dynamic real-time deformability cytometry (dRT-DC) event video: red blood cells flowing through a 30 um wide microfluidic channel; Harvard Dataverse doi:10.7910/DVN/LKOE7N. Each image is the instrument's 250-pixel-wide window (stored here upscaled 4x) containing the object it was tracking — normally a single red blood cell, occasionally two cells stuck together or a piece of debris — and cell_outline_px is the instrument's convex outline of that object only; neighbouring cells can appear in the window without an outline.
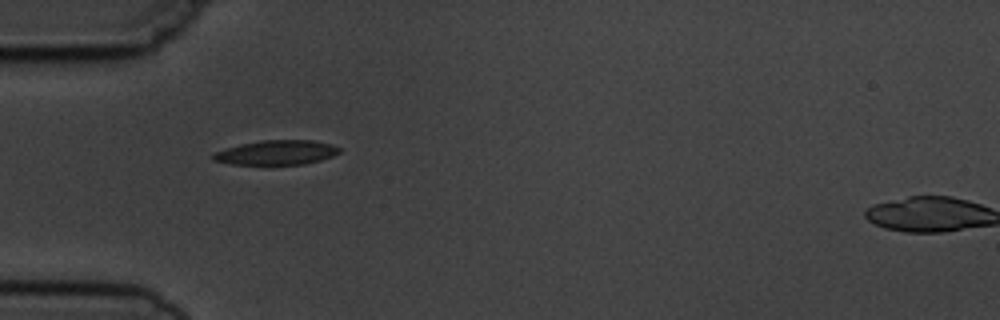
{"species": "common noctule bat (a hibernating species)", "species_latin": "Nyctalus noctula", "temperature_condition": "cold", "stored_images_in_passage": 5, "camera_frame_rate_fps": 3000, "um_per_image_px": 0.085, "animal": {"sex": "male", "body_mass_g": 19.5, "forearm_length_mm": 54.6}, "frame": {"image": 1, "passage_image": 1, "time_ms": 0.0, "image_size_px": [1000, 320], "cell_outline_px": [[340, 152], [332, 156], [320, 160], [304, 164], [232, 164], [212, 160], [212, 156], [216, 152], [224, 148], [240, 144], [260, 140], [312, 140], [332, 144], [340, 148]], "centroid_in_image_um": [23.5, 12.95], "position_along_channel_um": 61.5, "area_um2": 17.98}}
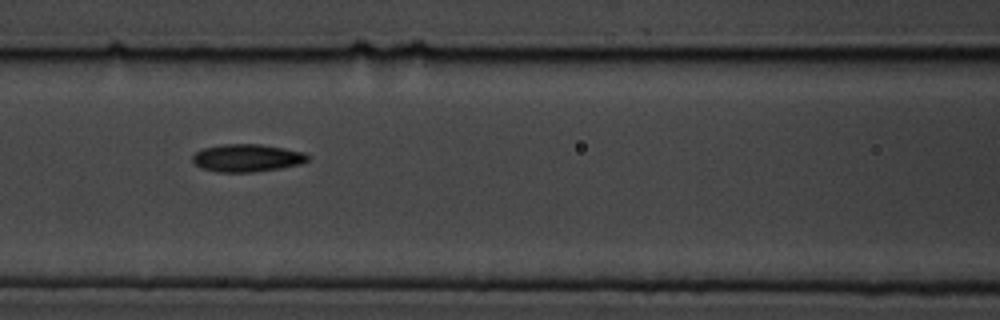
{"frame": {"image": 2, "passage_image": 3, "time_ms": 2.333, "image_size_px": [1000, 320], "cell_outline_px": [[308, 160], [300, 164], [280, 168], [252, 172], [216, 172], [200, 168], [192, 160], [192, 156], [196, 152], [204, 148], [224, 144], [260, 144], [284, 148], [304, 152], [308, 156]], "centroid_in_image_um": [20.98, 13.43], "position_along_channel_um": 145.6, "area_um2": 18.5}}
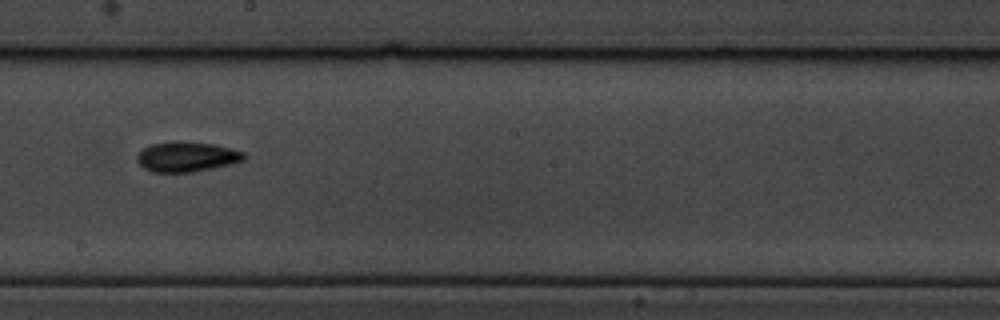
{"frame": {"image": 3, "passage_image": 5, "time_ms": 4.667, "image_size_px": [1000, 320], "cell_outline_px": [[244, 160], [212, 168], [192, 172], [152, 172], [144, 168], [136, 160], [136, 156], [148, 144], [172, 140], [176, 140], [212, 144], [232, 148], [244, 152]], "centroid_in_image_um": [15.82, 13.3], "position_along_channel_um": 232.4, "area_um2": 18.79}}